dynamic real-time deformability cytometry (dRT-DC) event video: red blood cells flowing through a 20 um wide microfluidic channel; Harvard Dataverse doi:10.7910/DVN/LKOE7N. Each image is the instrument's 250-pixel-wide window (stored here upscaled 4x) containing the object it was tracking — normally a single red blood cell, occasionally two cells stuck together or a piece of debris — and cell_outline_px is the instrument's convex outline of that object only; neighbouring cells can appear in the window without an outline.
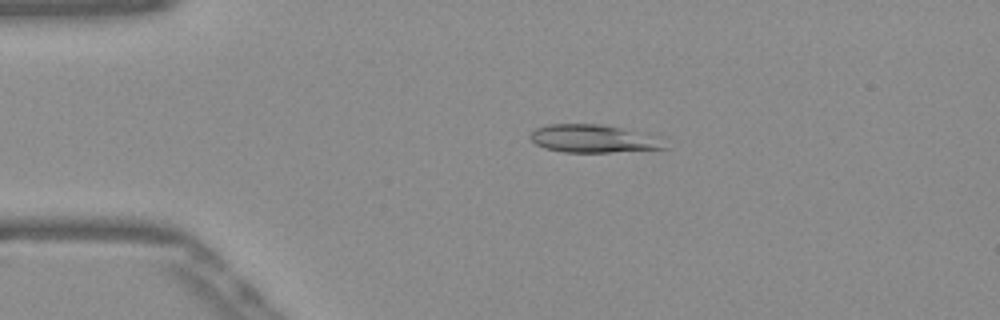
{"species": "Egyptian fruit bat (a non-hibernating species)", "species_latin": "Rousettus aegyptiacus", "temperature_condition": "warm", "stored_images_in_passage": 52, "camera_frame_rate_fps": 3000, "um_per_image_px": 0.085, "frame": {"image": 1, "passage_image": 11, "time_ms": 3.333, "image_size_px": [1000, 320], "cell_outline_px": [[668, 148], [612, 152], [564, 152], [544, 148], [536, 144], [528, 136], [536, 128], [548, 124], [600, 124], [664, 136]], "centroid_in_image_um": [50.52, 11.78], "position_along_channel_um": 34.5, "area_um2": 22.25}}
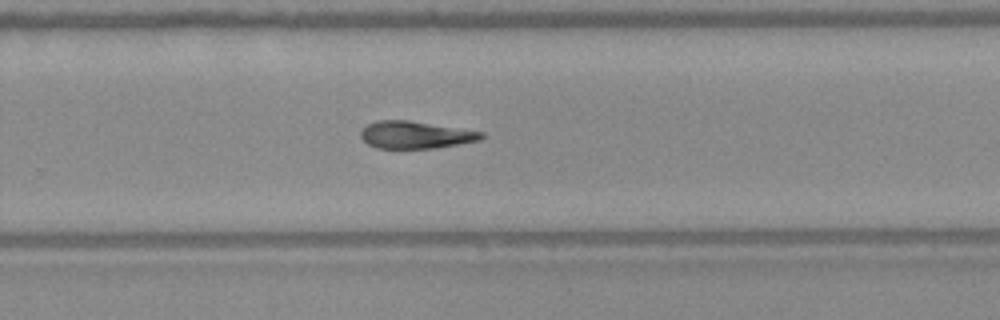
{"frame": {"image": 2, "passage_image": 34, "time_ms": 11.0, "image_size_px": [1000, 320], "cell_outline_px": [[484, 136], [480, 140], [436, 148], [376, 148], [368, 144], [360, 136], [360, 132], [368, 124], [376, 120], [408, 120], [484, 132]], "centroid_in_image_um": [35.3, 11.46], "position_along_channel_um": 294.5, "area_um2": 19.07}}
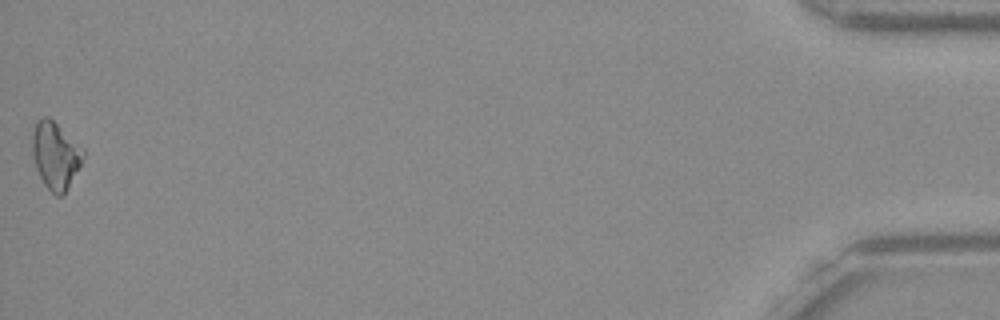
{"frame": {"image": 3, "passage_image": 52, "time_ms": 17.0, "image_size_px": [1000, 320], "cell_outline_px": [[84, 156], [68, 188], [60, 196], [56, 196], [44, 184], [36, 168], [32, 152], [32, 132], [36, 120], [44, 116], [48, 116], [84, 148]], "centroid_in_image_um": [4.7, 13.17], "position_along_channel_um": 430.5, "area_um2": 19.77}}